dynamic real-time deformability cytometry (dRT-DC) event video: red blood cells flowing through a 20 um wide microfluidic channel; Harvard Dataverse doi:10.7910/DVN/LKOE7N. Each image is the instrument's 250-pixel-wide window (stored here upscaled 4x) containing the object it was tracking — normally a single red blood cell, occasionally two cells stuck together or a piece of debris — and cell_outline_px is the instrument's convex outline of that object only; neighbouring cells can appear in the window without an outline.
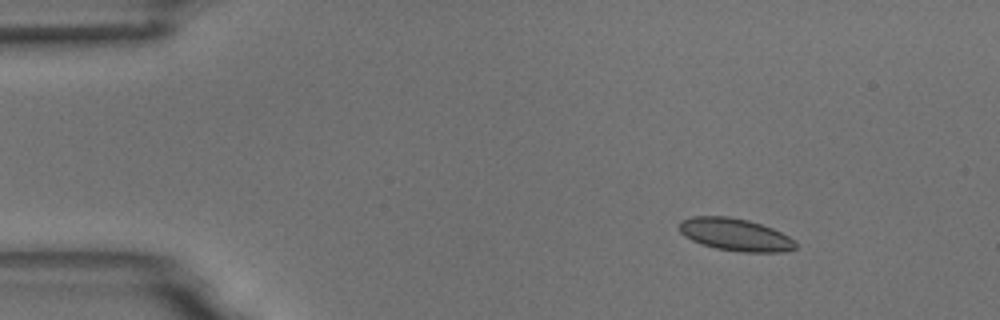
{"species": "common noctule bat (a hibernating species)", "species_latin": "Nyctalus noctula", "temperature_condition": "room temperature", "stored_images_in_passage": 5, "camera_frame_rate_fps": 3000, "um_per_image_px": 0.085, "animal": {"sex": "male", "body_mass_g": 18.8}, "frame": {"image": 1, "passage_image": 2, "time_ms": 1.333, "image_size_px": [1000, 320], "cell_outline_px": [[796, 248], [784, 252], [744, 252], [716, 248], [692, 240], [684, 236], [680, 232], [680, 220], [692, 216], [728, 216], [748, 220], [772, 228], [796, 240]], "centroid_in_image_um": [62.51, 19.94], "position_along_channel_um": 22.5, "area_um2": 21.91}}
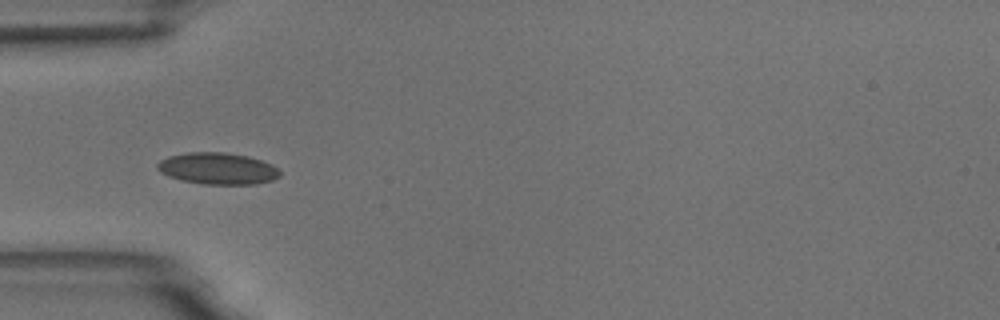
{"frame": {"image": 2, "passage_image": 5, "time_ms": 4.667, "image_size_px": [1000, 320], "cell_outline_px": [[280, 176], [272, 180], [256, 184], [204, 184], [180, 180], [168, 176], [160, 172], [156, 168], [156, 164], [160, 160], [168, 156], [188, 152], [224, 152], [248, 156], [272, 164], [280, 172]], "centroid_in_image_um": [18.47, 14.32], "position_along_channel_um": 66.5, "area_um2": 22.66}}